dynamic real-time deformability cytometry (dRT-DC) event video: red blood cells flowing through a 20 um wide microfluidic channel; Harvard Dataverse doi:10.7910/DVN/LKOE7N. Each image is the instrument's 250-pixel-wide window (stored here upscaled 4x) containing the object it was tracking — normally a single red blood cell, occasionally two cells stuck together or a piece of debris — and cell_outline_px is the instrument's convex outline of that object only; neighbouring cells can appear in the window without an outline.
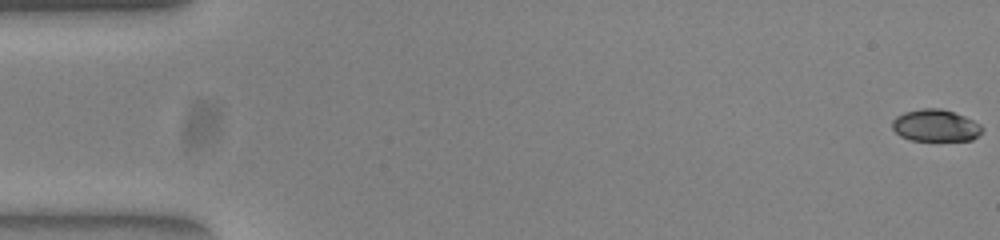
{"species": "common noctule bat (a hibernating species)", "species_latin": "Nyctalus noctula", "temperature_condition": "warm", "stored_images_in_passage": 54, "camera_frame_rate_fps": 3000, "um_per_image_px": 0.085, "animal": {"sex": "female", "body_mass_g": 23.0, "forearm_length_mm": 53.4}, "frame": {"image": 1, "passage_image": 1, "time_ms": 0.0, "image_size_px": [1000, 240], "cell_outline_px": [[984, 128], [972, 140], [912, 140], [900, 136], [892, 128], [892, 120], [896, 116], [904, 112], [924, 108], [940, 108], [964, 116], [980, 124]], "centroid_in_image_um": [79.49, 10.66], "position_along_channel_um": 5.5, "area_um2": 16.59}}
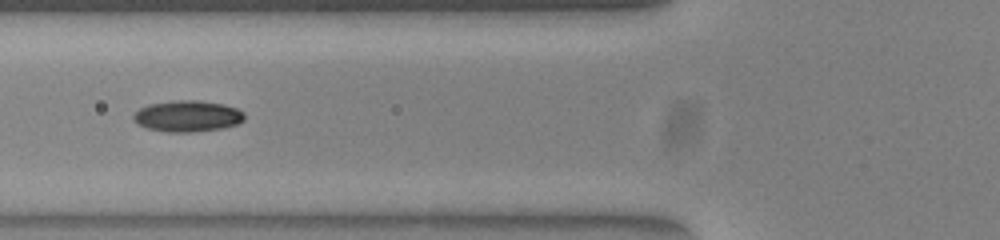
{"frame": {"image": 2, "passage_image": 21, "time_ms": 6.667, "image_size_px": [1000, 240], "cell_outline_px": [[244, 120], [236, 124], [224, 128], [192, 132], [168, 132], [148, 128], [140, 124], [132, 116], [140, 108], [148, 104], [176, 100], [200, 100], [224, 104], [236, 108], [244, 112]], "centroid_in_image_um": [15.98, 9.86], "position_along_channel_um": 109.8, "area_um2": 20.11}}
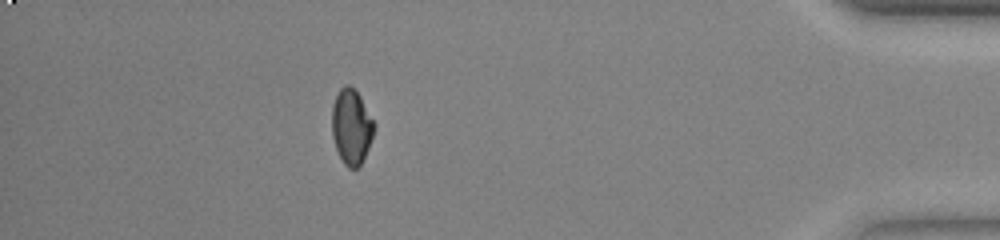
{"frame": {"image": 3, "passage_image": 48, "time_ms": 15.667, "image_size_px": [1000, 240], "cell_outline_px": [[376, 124], [368, 148], [360, 164], [356, 168], [348, 168], [344, 164], [336, 148], [332, 136], [332, 104], [340, 88], [344, 84], [348, 84], [360, 96]], "centroid_in_image_um": [29.86, 10.75], "position_along_channel_um": 405.3, "area_um2": 18.32}, "authors_computed_cell_mechanics": {"area_um2": 18.5538, "velocity_mm_per_s": 3.8659, "shape_relaxation_time_tau1_ms": 5.1989, "shape_relaxation_time_tau2_ms": null, "deformation_change_tau1": 0.1448, "deformation_change_tau2": null}}